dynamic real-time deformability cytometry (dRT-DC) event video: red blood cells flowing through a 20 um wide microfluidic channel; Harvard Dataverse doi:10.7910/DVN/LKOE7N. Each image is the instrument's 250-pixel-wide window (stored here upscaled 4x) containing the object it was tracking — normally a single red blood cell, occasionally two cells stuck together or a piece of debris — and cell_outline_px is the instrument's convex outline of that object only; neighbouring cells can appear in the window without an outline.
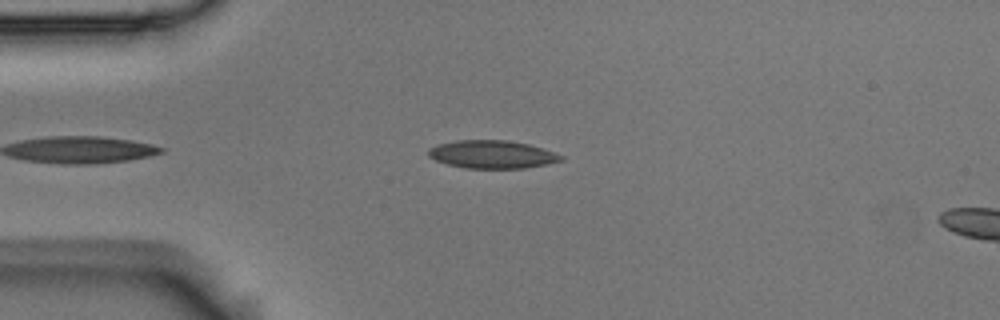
{"species": "Egyptian fruit bat (a non-hibernating species)", "species_latin": "Rousettus aegyptiacus", "temperature_condition": "room temperature", "stored_images_in_passage": 3, "camera_frame_rate_fps": 3000, "um_per_image_px": 0.085, "animal": {"sex": "male"}, "frame": {"image": 1, "passage_image": 2, "time_ms": 0.333, "image_size_px": [1000, 320], "cell_outline_px": [[564, 160], [548, 164], [524, 168], [464, 168], [448, 164], [436, 160], [428, 156], [428, 148], [436, 144], [456, 140], [508, 140], [528, 144], [544, 148], [564, 156]], "centroid_in_image_um": [41.84, 13.12], "position_along_channel_um": 43.2, "area_um2": 21.79}}